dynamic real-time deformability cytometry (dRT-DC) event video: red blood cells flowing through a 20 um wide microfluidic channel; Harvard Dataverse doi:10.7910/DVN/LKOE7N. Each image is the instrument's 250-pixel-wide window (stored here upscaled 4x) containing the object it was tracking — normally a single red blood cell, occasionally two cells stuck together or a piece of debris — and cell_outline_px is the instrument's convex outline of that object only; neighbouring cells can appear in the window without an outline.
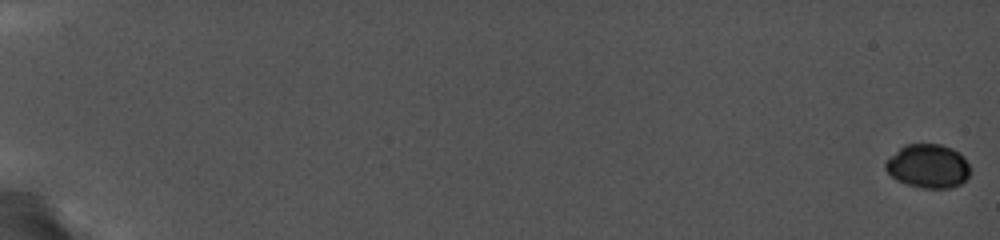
{"species": "common noctule bat (a hibernating species)", "species_latin": "Nyctalus noctula", "temperature_condition": "cold", "stored_images_in_passage": 45, "camera_frame_rate_fps": 5000, "um_per_image_px": 0.085, "animal": {"sex": "female", "body_mass_g": 19.0, "forearm_length_mm": 56.7}, "frame": {"image": 1, "passage_image": 1, "time_ms": 0.0, "image_size_px": [1000, 240], "cell_outline_px": [[968, 176], [960, 184], [952, 188], [920, 188], [896, 180], [884, 168], [884, 164], [904, 144], [940, 144], [952, 148], [964, 156], [968, 164]], "centroid_in_image_um": [78.89, 14.12], "position_along_channel_um": 6.1, "area_um2": 21.44}}
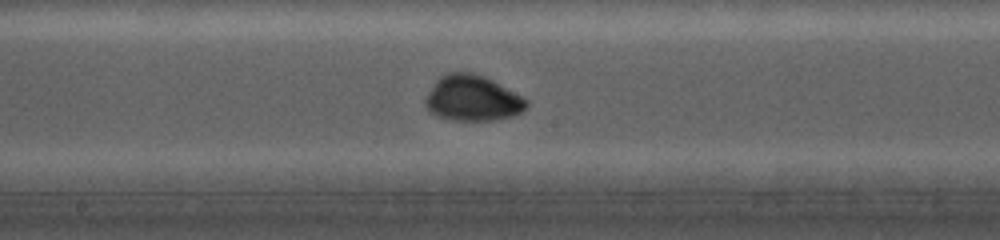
{"frame": {"image": 2, "passage_image": 27, "time_ms": 11.4, "image_size_px": [1000, 240], "cell_outline_px": [[528, 104], [520, 112], [512, 116], [496, 120], [456, 120], [440, 116], [432, 112], [424, 104], [424, 100], [428, 92], [436, 80], [440, 76], [448, 72], [472, 72], [484, 76], [492, 80], [528, 100]], "centroid_in_image_um": [40.14, 8.34], "position_along_channel_um": 208.1, "area_um2": 26.53}}
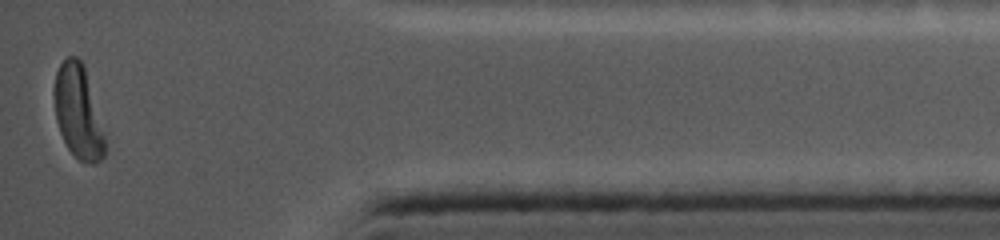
{"frame": {"image": 3, "passage_image": 45, "time_ms": 17.8, "image_size_px": [1000, 240], "cell_outline_px": [[104, 156], [100, 160], [92, 164], [84, 164], [68, 148], [60, 132], [56, 120], [52, 92], [52, 88], [56, 72], [60, 64], [68, 56], [76, 56], [80, 60], [84, 68], [104, 136]], "centroid_in_image_um": [6.58, 9.52], "position_along_channel_um": 428.6, "area_um2": 26.99}}